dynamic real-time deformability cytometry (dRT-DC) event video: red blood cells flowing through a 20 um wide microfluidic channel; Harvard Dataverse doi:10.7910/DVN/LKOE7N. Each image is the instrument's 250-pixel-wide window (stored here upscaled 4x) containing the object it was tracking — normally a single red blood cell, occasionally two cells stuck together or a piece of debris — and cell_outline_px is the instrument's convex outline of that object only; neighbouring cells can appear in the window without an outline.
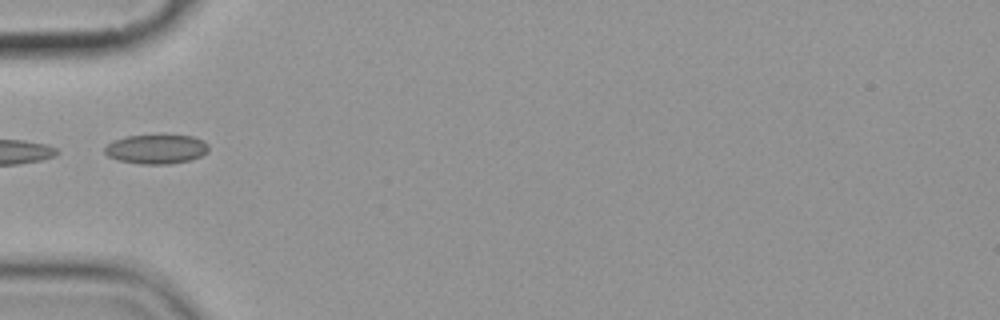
{"species": "common noctule bat (a hibernating species)", "species_latin": "Nyctalus noctula", "temperature_condition": "cold", "stored_images_in_passage": 3, "camera_frame_rate_fps": 3000, "um_per_image_px": 0.085, "animal": {"sex": "female", "body_mass_g": 19.9}, "frame": {"image": 1, "passage_image": 1, "time_ms": 0.0, "image_size_px": [1000, 320], "cell_outline_px": [[208, 152], [200, 156], [188, 160], [168, 164], [140, 164], [116, 160], [108, 156], [104, 152], [104, 148], [112, 140], [124, 136], [192, 136], [204, 140], [208, 144]], "centroid_in_image_um": [13.25, 12.68], "position_along_channel_um": 71.7, "area_um2": 17.69}}
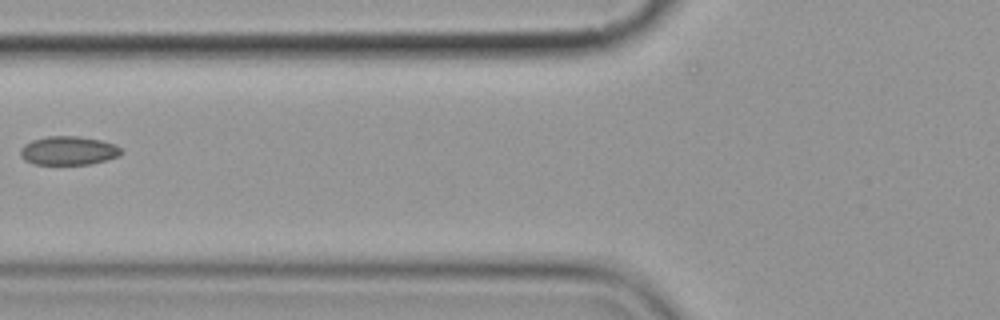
{"frame": {"image": 2, "passage_image": 2, "time_ms": 1.333, "image_size_px": [1000, 320], "cell_outline_px": [[124, 152], [120, 156], [88, 164], [32, 164], [24, 160], [20, 156], [20, 148], [24, 144], [32, 140], [48, 136], [80, 136], [100, 140], [116, 144]], "centroid_in_image_um": [5.81, 12.8], "position_along_channel_um": 120.0, "area_um2": 16.99}}
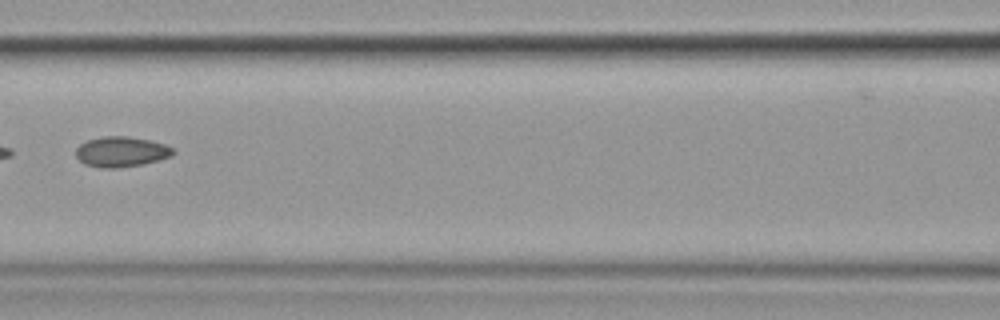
{"frame": {"image": 3, "passage_image": 3, "time_ms": 2.333, "image_size_px": [1000, 320], "cell_outline_px": [[176, 152], [172, 156], [144, 164], [116, 168], [100, 168], [84, 164], [76, 156], [76, 148], [80, 144], [88, 140], [104, 136], [128, 136], [148, 140], [164, 144], [172, 148]], "centroid_in_image_um": [10.3, 12.9], "position_along_channel_um": 156.3, "area_um2": 17.17}}